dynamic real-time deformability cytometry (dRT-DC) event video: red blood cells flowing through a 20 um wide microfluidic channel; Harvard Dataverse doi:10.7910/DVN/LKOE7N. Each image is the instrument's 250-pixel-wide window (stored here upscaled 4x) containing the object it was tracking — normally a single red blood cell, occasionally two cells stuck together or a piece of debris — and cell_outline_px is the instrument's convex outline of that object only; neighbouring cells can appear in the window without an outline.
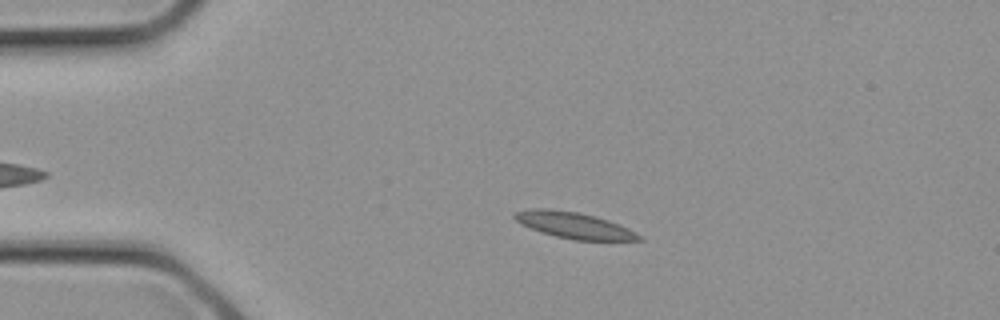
{"species": "common noctule bat (a hibernating species)", "species_latin": "Nyctalus noctula", "temperature_condition": "cold", "stored_images_in_passage": 2, "camera_frame_rate_fps": 3000, "um_per_image_px": 0.085, "animal": {"sex": "female", "body_mass_g": 21.9}, "frame": {"image": 1, "passage_image": 1, "time_ms": 0.0, "image_size_px": [1000, 320], "cell_outline_px": [[644, 240], [572, 240], [540, 232], [520, 224], [512, 216], [512, 212], [532, 208], [548, 208], [576, 212], [608, 220], [628, 228], [644, 236]], "centroid_in_image_um": [48.76, 19.15], "position_along_channel_um": 36.2, "area_um2": 19.07}}
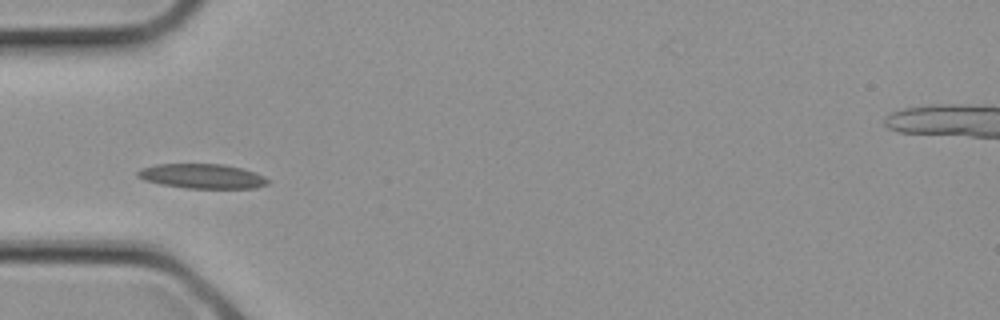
{"frame": {"image": 2, "passage_image": 2, "time_ms": 0.333, "image_size_px": [1000, 320], "cell_outline_px": [[268, 184], [256, 188], [184, 188], [160, 184], [144, 180], [136, 176], [136, 172], [140, 168], [156, 164], [224, 164], [240, 168], [264, 176], [268, 180]], "centroid_in_image_um": [17.13, 14.98], "position_along_channel_um": 67.9, "area_um2": 18.67}}